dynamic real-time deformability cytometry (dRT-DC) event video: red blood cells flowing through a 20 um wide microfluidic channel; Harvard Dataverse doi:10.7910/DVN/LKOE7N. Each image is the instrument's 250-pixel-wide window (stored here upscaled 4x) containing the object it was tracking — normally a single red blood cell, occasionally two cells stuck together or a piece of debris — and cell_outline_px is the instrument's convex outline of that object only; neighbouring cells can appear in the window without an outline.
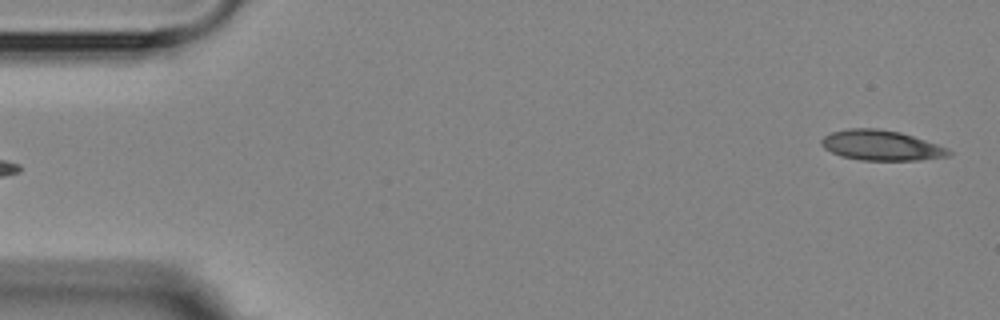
{"species": "Egyptian fruit bat (a non-hibernating species)", "species_latin": "Rousettus aegyptiacus", "temperature_condition": "room temperature", "stored_images_in_passage": 3, "segment_of_instrument_passage": [2, 2], "camera_frame_rate_fps": 3000, "um_per_image_px": 0.085, "animal": {"sex": "female"}, "frame": {"image": 1, "passage_image": 3, "time_ms": 2.333, "image_size_px": [1000, 320], "cell_outline_px": [[952, 152], [948, 156], [920, 160], [860, 160], [840, 156], [824, 148], [820, 144], [820, 140], [824, 136], [832, 132], [848, 128], [880, 128], [900, 132], [948, 148]], "centroid_in_image_um": [74.87, 12.35], "position_along_channel_um": 10.1, "area_um2": 22.37}}